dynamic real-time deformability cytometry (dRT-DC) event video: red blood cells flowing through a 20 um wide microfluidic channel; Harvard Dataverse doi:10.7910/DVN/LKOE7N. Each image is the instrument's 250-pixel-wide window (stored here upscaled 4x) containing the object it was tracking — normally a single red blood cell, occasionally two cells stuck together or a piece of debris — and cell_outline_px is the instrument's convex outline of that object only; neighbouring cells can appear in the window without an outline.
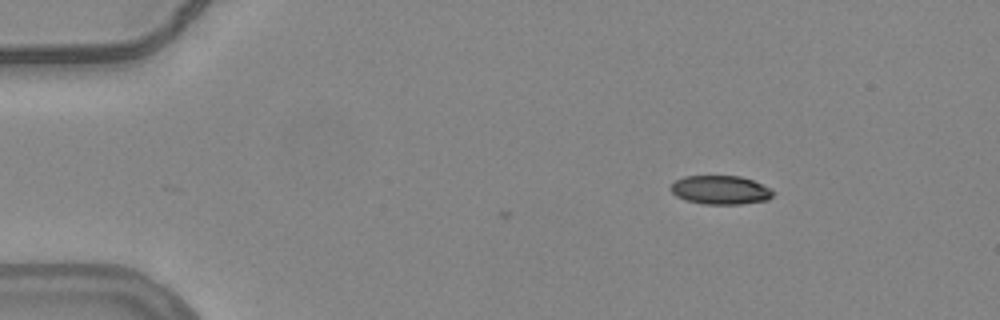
{"species": "common noctule bat (a hibernating species)", "species_latin": "Nyctalus noctula", "temperature_condition": "warm", "stored_images_in_passage": 3, "camera_frame_rate_fps": 3000, "um_per_image_px": 0.085, "animal": {"sex": "female", "body_mass_g": 24.6, "forearm_length_mm": 56.2}, "frame": {"image": 1, "passage_image": 1, "time_ms": 0.0, "image_size_px": [1000, 320], "cell_outline_px": [[772, 196], [768, 200], [740, 204], [704, 204], [684, 200], [676, 196], [668, 188], [676, 180], [684, 176], [740, 176], [752, 180], [772, 188]], "centroid_in_image_um": [61.22, 16.15], "position_along_channel_um": 23.8, "area_um2": 17.22}}